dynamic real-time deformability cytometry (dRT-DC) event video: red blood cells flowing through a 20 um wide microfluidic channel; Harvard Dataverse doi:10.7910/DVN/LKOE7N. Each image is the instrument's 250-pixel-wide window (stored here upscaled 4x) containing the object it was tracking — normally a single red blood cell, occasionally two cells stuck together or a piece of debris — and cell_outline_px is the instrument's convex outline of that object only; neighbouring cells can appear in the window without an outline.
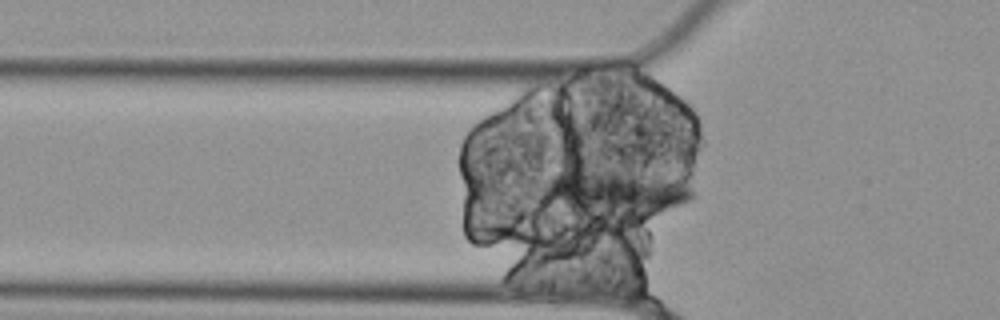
{"species": "Egyptian fruit bat (a non-hibernating species)", "species_latin": "Rousettus aegyptiacus", "temperature_condition": "cold", "stored_images_in_passage": 34, "segment_of_instrument_passage": [1, 2], "camera_frame_rate_fps": 3000, "um_per_image_px": 0.085, "animal": {"sex": "female"}, "frame": {"image": 1, "passage_image": 6, "time_ms": 1.667, "image_size_px": [1000, 320], "cell_outline_px": [[692, 196], [688, 200], [680, 204], [648, 216], [612, 216], [572, 212], [552, 208], [548, 204], [540, 192], [540, 184], [544, 180], [556, 172], [648, 172], [676, 180], [688, 188], [692, 192]], "centroid_in_image_um": [52.12, 16.41], "position_along_channel_um": 73.7, "area_um2": 39.82}}